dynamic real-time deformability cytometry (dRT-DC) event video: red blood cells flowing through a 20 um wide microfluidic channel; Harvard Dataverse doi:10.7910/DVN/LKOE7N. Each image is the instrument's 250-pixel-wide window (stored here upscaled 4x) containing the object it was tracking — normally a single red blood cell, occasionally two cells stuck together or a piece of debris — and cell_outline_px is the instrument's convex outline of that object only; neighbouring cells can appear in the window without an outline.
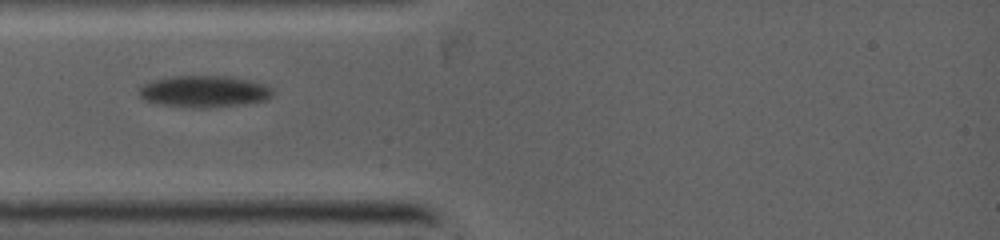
{"species": "common noctule bat (a hibernating species)", "species_latin": "Nyctalus noctula", "temperature_condition": "warm", "stored_images_in_passage": 3, "camera_frame_rate_fps": 5000, "um_per_image_px": 0.085, "animal": {"sex": "female", "body_mass_g": 19.0, "forearm_length_mm": 53.3}, "frame": {"image": 1, "passage_image": 1, "time_ms": 0.0, "image_size_px": [1000, 240], "cell_outline_px": [[272, 96], [264, 100], [244, 104], [208, 108], [196, 108], [156, 104], [144, 100], [140, 96], [140, 88], [144, 84], [152, 80], [176, 76], [228, 76], [248, 80], [264, 84], [272, 88]], "centroid_in_image_um": [17.34, 7.78], "position_along_channel_um": 67.7, "area_um2": 24.62}}
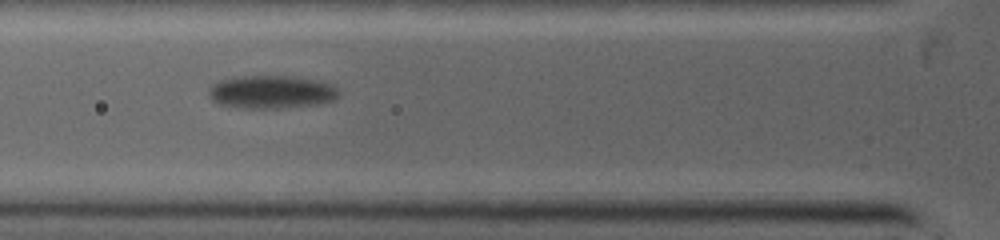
{"frame": {"image": 2, "passage_image": 2, "time_ms": 0.8, "image_size_px": [1000, 240], "cell_outline_px": [[340, 92], [332, 100], [316, 104], [276, 108], [240, 108], [220, 104], [212, 100], [208, 96], [208, 88], [212, 84], [220, 80], [244, 76], [292, 76], [320, 80], [332, 84]], "centroid_in_image_um": [23.04, 7.81], "position_along_channel_um": 102.8, "area_um2": 25.03}}